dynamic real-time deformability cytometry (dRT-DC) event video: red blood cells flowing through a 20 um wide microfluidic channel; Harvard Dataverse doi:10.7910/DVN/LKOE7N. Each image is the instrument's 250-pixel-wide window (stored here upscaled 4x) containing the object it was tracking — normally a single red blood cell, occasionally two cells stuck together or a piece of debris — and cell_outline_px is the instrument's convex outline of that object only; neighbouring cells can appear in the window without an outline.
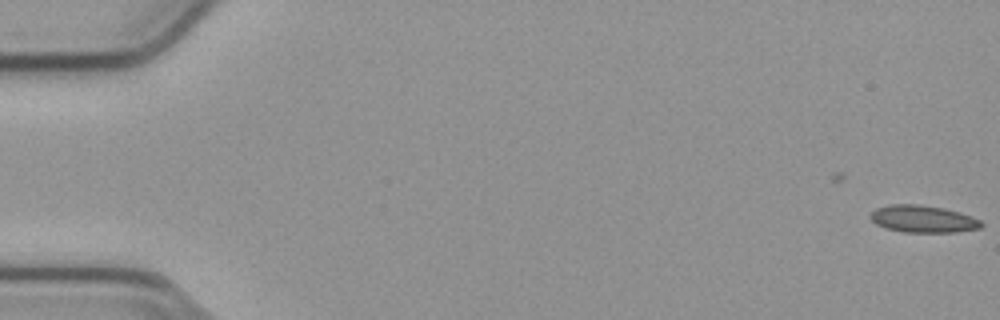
{"species": "common noctule bat (a hibernating species)", "species_latin": "Nyctalus noctula", "temperature_condition": "cold", "stored_images_in_passage": 3, "camera_frame_rate_fps": 3000, "um_per_image_px": 0.085, "animal": {"sex": "male", "body_mass_g": 23.1, "forearm_length_mm": 52.7}, "frame": {"image": 1, "passage_image": 3, "time_ms": 0.667, "image_size_px": [1000, 320], "cell_outline_px": [[984, 224], [980, 228], [956, 232], [904, 232], [888, 228], [876, 224], [868, 216], [876, 208], [892, 204], [920, 204], [944, 208], [960, 212], [972, 216], [980, 220]], "centroid_in_image_um": [78.48, 18.6], "position_along_channel_um": 6.5, "area_um2": 17.57}}